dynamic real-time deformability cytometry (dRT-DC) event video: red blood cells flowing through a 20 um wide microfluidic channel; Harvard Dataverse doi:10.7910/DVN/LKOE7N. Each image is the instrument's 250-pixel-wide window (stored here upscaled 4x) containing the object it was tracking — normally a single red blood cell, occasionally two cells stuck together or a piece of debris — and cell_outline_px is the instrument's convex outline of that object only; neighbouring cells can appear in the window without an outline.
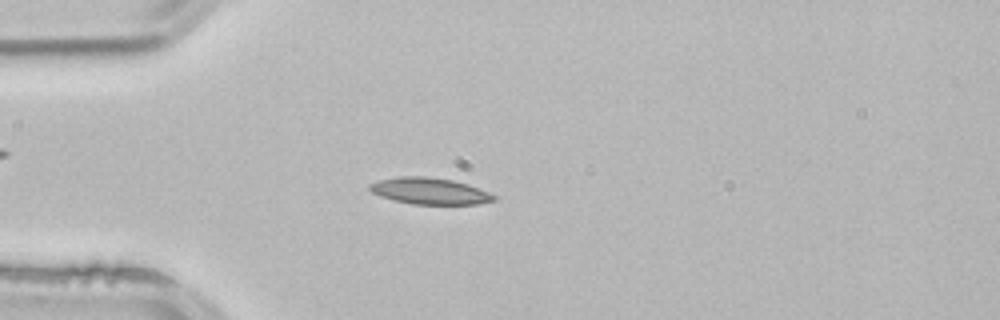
{"species": "common noctule bat (a hibernating species)", "species_latin": "Nyctalus noctula", "temperature_condition": "room temperature", "stored_images_in_passage": 3, "camera_frame_rate_fps": 3000, "um_per_image_px": 0.085, "animal": {"sex": "male", "body_mass_g": 21.5, "forearm_length_mm": 52.0}, "frame": {"image": 1, "passage_image": 3, "time_ms": 0.667, "image_size_px": [1000, 320], "cell_outline_px": [[496, 200], [476, 204], [412, 204], [380, 196], [372, 192], [368, 188], [368, 184], [380, 180], [400, 176], [424, 176], [452, 180], [468, 184], [488, 192], [496, 196]], "centroid_in_image_um": [36.52, 16.23], "position_along_channel_um": 48.5, "area_um2": 19.02}}